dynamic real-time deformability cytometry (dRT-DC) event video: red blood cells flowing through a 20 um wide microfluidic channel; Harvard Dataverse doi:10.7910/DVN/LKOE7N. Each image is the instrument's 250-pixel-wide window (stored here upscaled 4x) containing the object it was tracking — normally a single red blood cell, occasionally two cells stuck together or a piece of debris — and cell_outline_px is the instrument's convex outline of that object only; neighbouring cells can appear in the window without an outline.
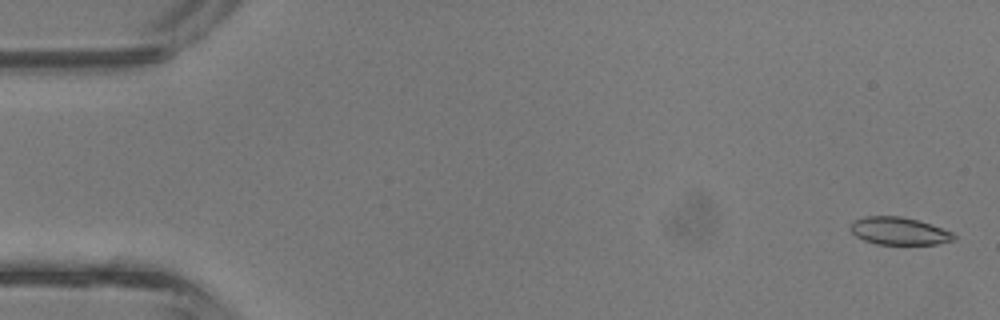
{"species": "common noctule bat (a hibernating species)", "species_latin": "Nyctalus noctula", "temperature_condition": "room temperature", "stored_images_in_passage": 43, "camera_frame_rate_fps": 3000, "um_per_image_px": 0.085, "animal": {"sex": "male", "body_mass_g": 13.3}, "frame": {"image": 1, "passage_image": 2, "time_ms": 0.333, "image_size_px": [1000, 320], "cell_outline_px": [[956, 240], [936, 244], [876, 244], [864, 240], [856, 236], [848, 228], [848, 224], [852, 220], [864, 216], [900, 216], [932, 224], [952, 232], [956, 236]], "centroid_in_image_um": [76.38, 19.63], "position_along_channel_um": 8.6, "area_um2": 16.82}}
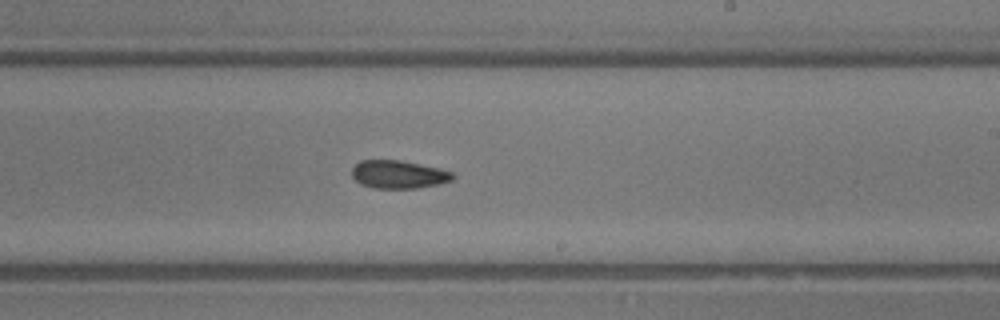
{"frame": {"image": 2, "passage_image": 26, "time_ms": 8.333, "image_size_px": [1000, 320], "cell_outline_px": [[456, 176], [452, 180], [440, 184], [416, 188], [372, 188], [360, 184], [352, 176], [352, 168], [360, 160], [400, 160], [440, 168], [452, 172]], "centroid_in_image_um": [33.89, 14.83], "position_along_channel_um": 255.1, "area_um2": 16.59}}
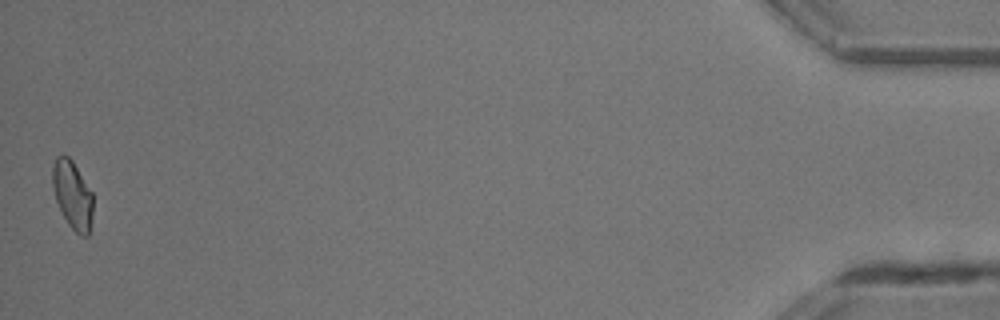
{"frame": {"image": 3, "passage_image": 43, "time_ms": 14.0, "image_size_px": [1000, 320], "cell_outline_px": [[92, 216], [88, 236], [80, 236], [68, 224], [56, 200], [52, 188], [52, 168], [56, 156], [68, 156], [72, 160], [92, 192]], "centroid_in_image_um": [6.15, 16.56], "position_along_channel_um": 429.0, "area_um2": 15.9}, "authors_computed_cell_mechanics": {"area_um2": 16.9354, "velocity_mm_per_s": 4.8415, "shape_relaxation_time_tau1_ms": 2.4448, "shape_relaxation_time_tau2_ms": 2.0079, "deformation_change_tau1": 0.0865, "deformation_change_tau2": 0.0781}}